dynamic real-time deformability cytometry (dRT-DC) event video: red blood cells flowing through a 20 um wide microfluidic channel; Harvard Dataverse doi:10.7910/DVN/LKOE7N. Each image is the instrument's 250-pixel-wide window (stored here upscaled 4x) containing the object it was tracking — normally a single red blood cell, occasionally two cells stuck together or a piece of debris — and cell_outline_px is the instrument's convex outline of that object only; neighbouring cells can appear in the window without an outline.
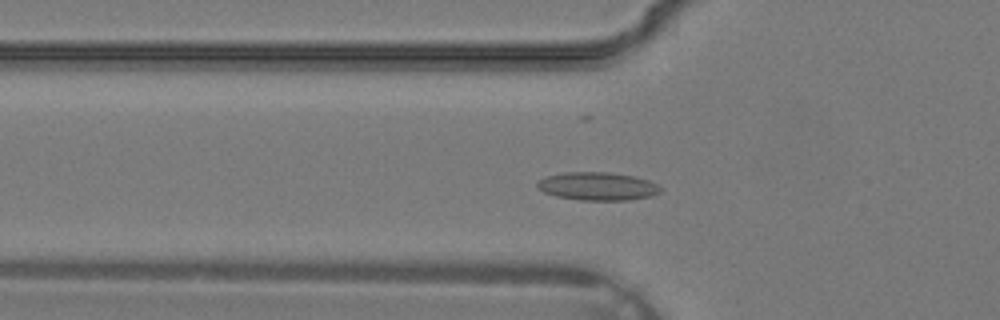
{"species": "common noctule bat (a hibernating species)", "species_latin": "Nyctalus noctula", "temperature_condition": "warm", "stored_images_in_passage": 34, "camera_frame_rate_fps": 3000, "um_per_image_px": 0.085, "animal": {"sex": "male", "body_mass_g": 19.2, "forearm_length_mm": 51.8}, "frame": {"image": 1, "passage_image": 10, "time_ms": 3.0, "image_size_px": [1000, 320], "cell_outline_px": [[660, 192], [652, 196], [628, 200], [580, 200], [556, 196], [544, 192], [536, 188], [536, 184], [540, 180], [548, 176], [564, 172], [608, 172], [636, 176], [648, 180], [656, 184], [660, 188]], "centroid_in_image_um": [50.79, 15.83], "position_along_channel_um": 75.0, "area_um2": 20.17}}
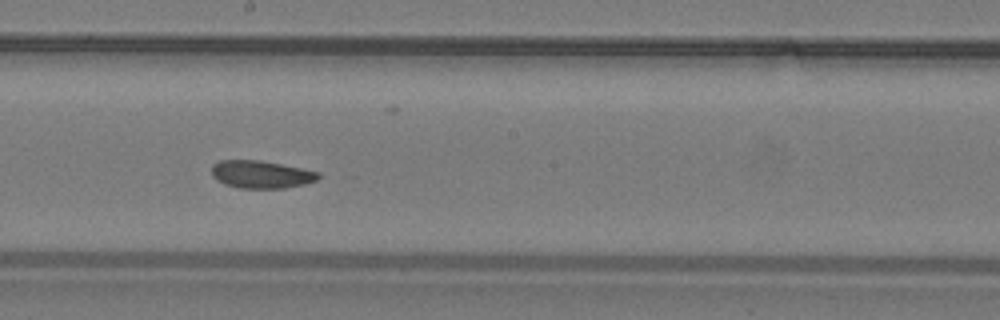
{"frame": {"image": 2, "passage_image": 18, "time_ms": 5.667, "image_size_px": [1000, 320], "cell_outline_px": [[320, 176], [316, 180], [304, 184], [284, 188], [236, 188], [224, 184], [216, 180], [212, 176], [212, 164], [220, 160], [260, 160], [320, 172]], "centroid_in_image_um": [22.16, 14.82], "position_along_channel_um": 226.0, "area_um2": 17.22}}
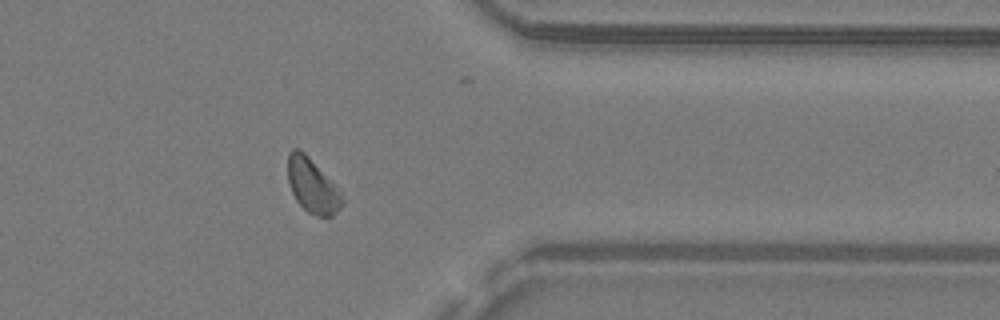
{"frame": {"image": 3, "passage_image": 27, "time_ms": 8.667, "image_size_px": [1000, 320], "cell_outline_px": [[344, 204], [332, 216], [316, 216], [308, 212], [296, 200], [292, 192], [288, 180], [288, 152], [292, 148], [296, 148], [304, 152], [308, 156], [340, 192], [344, 200]], "centroid_in_image_um": [26.53, 15.8], "position_along_channel_um": 384.9, "area_um2": 16.82}}